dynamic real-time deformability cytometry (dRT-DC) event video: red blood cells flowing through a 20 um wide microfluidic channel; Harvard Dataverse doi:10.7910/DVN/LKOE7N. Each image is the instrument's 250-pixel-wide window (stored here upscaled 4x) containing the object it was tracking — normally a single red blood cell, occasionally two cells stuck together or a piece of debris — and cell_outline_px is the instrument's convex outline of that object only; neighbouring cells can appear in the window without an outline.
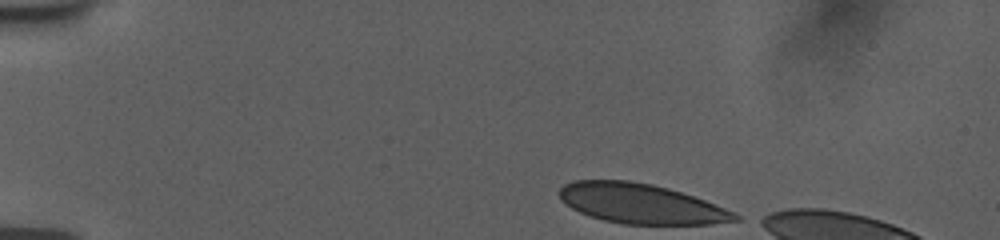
{"species": "human", "species_latin": "Homo sapiens", "temperature_condition": "room temperature", "stored_images_in_passage": 9, "camera_frame_rate_fps": 3000, "um_per_image_px": 0.085, "donor": {"sex": "female"}, "frame": {"image": 1, "passage_image": 1, "time_ms": 0.0, "image_size_px": [1000, 240], "cell_outline_px": [[740, 220], [712, 224], [624, 224], [604, 220], [588, 216], [564, 204], [560, 200], [560, 188], [564, 184], [572, 180], [628, 180], [652, 184], [668, 188], [704, 200], [736, 212], [740, 216]], "centroid_in_image_um": [54.46, 17.31], "position_along_channel_um": 30.5, "area_um2": 40.81}}